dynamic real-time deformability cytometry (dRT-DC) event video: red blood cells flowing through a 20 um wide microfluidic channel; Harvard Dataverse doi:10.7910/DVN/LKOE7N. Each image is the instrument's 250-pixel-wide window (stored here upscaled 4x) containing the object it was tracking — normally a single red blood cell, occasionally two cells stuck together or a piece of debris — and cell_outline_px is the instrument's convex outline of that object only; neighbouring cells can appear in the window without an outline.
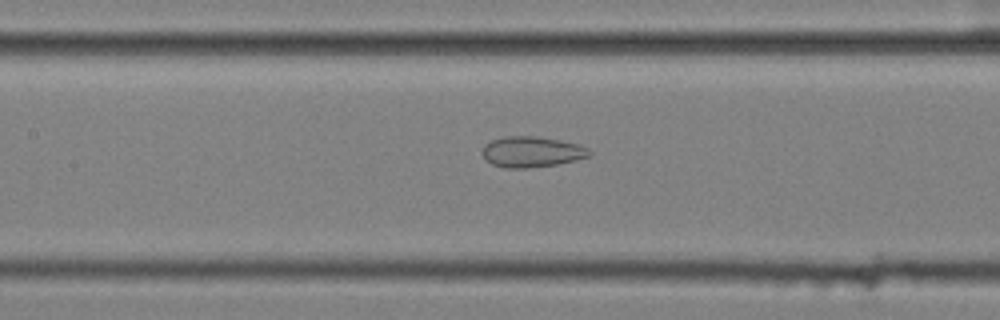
{"species": "common noctule bat (a hibernating species)", "species_latin": "Nyctalus noctula", "temperature_condition": "cold", "stored_images_in_passage": 40, "camera_frame_rate_fps": 3000, "um_per_image_px": 0.085, "animal": {"sex": "female", "body_mass_g": 25.1}, "frame": {"image": 1, "passage_image": 10, "time_ms": 3.0, "image_size_px": [1000, 320], "cell_outline_px": [[592, 156], [576, 160], [556, 164], [528, 168], [504, 168], [492, 164], [480, 152], [484, 144], [492, 140], [504, 136], [536, 136], [560, 140], [580, 144], [588, 148], [592, 152]], "centroid_in_image_um": [45.21, 12.9], "position_along_channel_um": 162.2, "area_um2": 19.36}}
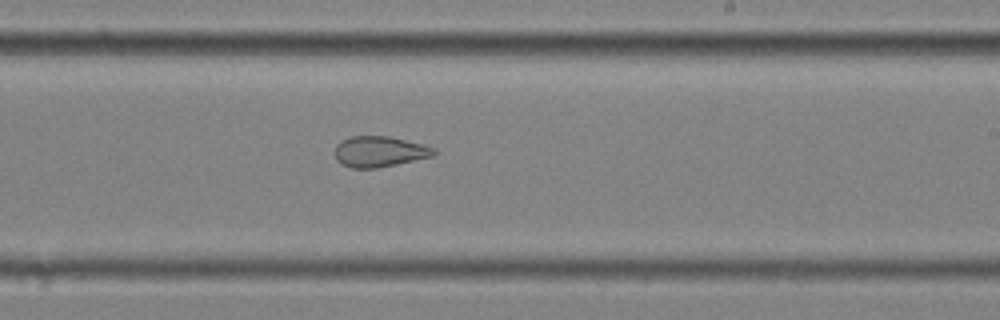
{"frame": {"image": 2, "passage_image": 18, "time_ms": 5.667, "image_size_px": [1000, 320], "cell_outline_px": [[436, 156], [376, 168], [352, 168], [340, 164], [336, 160], [336, 144], [348, 136], [388, 136], [424, 144], [436, 148]], "centroid_in_image_um": [32.28, 12.88], "position_along_channel_um": 256.7, "area_um2": 17.92}}
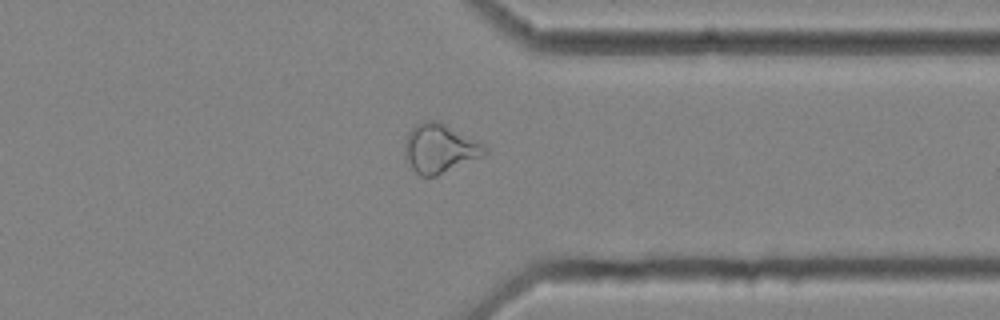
{"frame": {"image": 3, "passage_image": 28, "time_ms": 9.0, "image_size_px": [1000, 320], "cell_outline_px": [[488, 152], [484, 156], [436, 176], [420, 176], [412, 168], [408, 160], [404, 144], [404, 140], [408, 132], [416, 124], [424, 120], [440, 120], [484, 144], [488, 148]], "centroid_in_image_um": [37.41, 12.59], "position_along_channel_um": 374.0, "area_um2": 23.0}, "authors_computed_cell_mechanics": {"area_um2": 20.808, "velocity_mm_per_s": 3.5612, "shape_relaxation_time_tau1_ms": null, "shape_relaxation_time_tau2_ms": 1.9768, "deformation_change_tau1": null, "deformation_change_tau2": 0.0979}}